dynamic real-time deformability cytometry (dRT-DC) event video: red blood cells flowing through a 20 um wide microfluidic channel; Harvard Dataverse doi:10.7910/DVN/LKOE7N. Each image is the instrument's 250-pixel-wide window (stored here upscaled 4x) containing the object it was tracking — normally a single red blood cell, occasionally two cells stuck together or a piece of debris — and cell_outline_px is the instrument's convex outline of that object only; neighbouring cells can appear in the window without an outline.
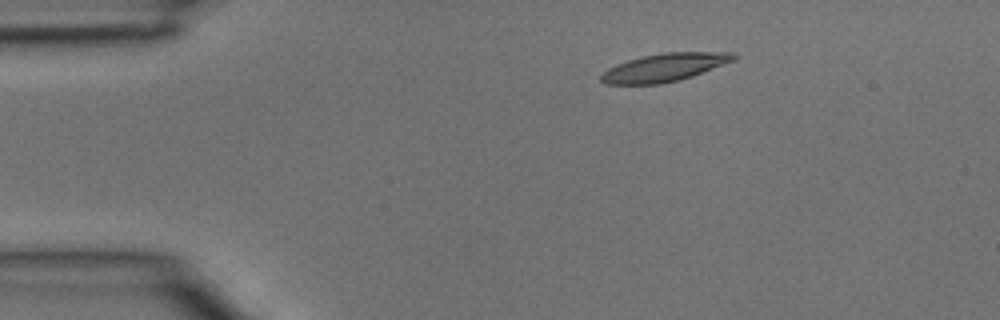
{"species": "common noctule bat (a hibernating species)", "species_latin": "Nyctalus noctula", "temperature_condition": "room temperature", "stored_images_in_passage": 3, "camera_frame_rate_fps": 3000, "um_per_image_px": 0.085, "animal": {"sex": "male", "body_mass_g": 15.6}, "frame": {"image": 1, "passage_image": 2, "time_ms": 0.333, "image_size_px": [1000, 320], "cell_outline_px": [[736, 60], [692, 76], [680, 80], [660, 84], [604, 84], [600, 80], [600, 76], [608, 68], [616, 64], [628, 60], [644, 56], [664, 52], [736, 52]], "centroid_in_image_um": [56.5, 5.73], "position_along_channel_um": 28.5, "area_um2": 21.68}}